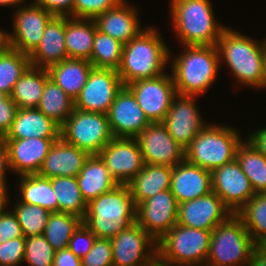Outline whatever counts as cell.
I'll use <instances>...</instances> for the list:
<instances>
[{"instance_id": "cell-1", "label": "cell", "mask_w": 266, "mask_h": 266, "mask_svg": "<svg viewBox=\"0 0 266 266\" xmlns=\"http://www.w3.org/2000/svg\"><path fill=\"white\" fill-rule=\"evenodd\" d=\"M182 51L169 62L177 94L201 96L217 80L221 68L217 45H183Z\"/></svg>"}, {"instance_id": "cell-2", "label": "cell", "mask_w": 266, "mask_h": 266, "mask_svg": "<svg viewBox=\"0 0 266 266\" xmlns=\"http://www.w3.org/2000/svg\"><path fill=\"white\" fill-rule=\"evenodd\" d=\"M158 30L145 27L138 36L123 44L121 65L117 70L123 86L165 73L164 69L170 64V48Z\"/></svg>"}, {"instance_id": "cell-3", "label": "cell", "mask_w": 266, "mask_h": 266, "mask_svg": "<svg viewBox=\"0 0 266 266\" xmlns=\"http://www.w3.org/2000/svg\"><path fill=\"white\" fill-rule=\"evenodd\" d=\"M261 40L253 39L229 27L223 31L218 40L220 65H227L236 82L243 87L262 89L266 38Z\"/></svg>"}, {"instance_id": "cell-4", "label": "cell", "mask_w": 266, "mask_h": 266, "mask_svg": "<svg viewBox=\"0 0 266 266\" xmlns=\"http://www.w3.org/2000/svg\"><path fill=\"white\" fill-rule=\"evenodd\" d=\"M169 9L181 46L217 45L227 28L216 20L210 0H170Z\"/></svg>"}, {"instance_id": "cell-5", "label": "cell", "mask_w": 266, "mask_h": 266, "mask_svg": "<svg viewBox=\"0 0 266 266\" xmlns=\"http://www.w3.org/2000/svg\"><path fill=\"white\" fill-rule=\"evenodd\" d=\"M136 210L129 186L118 184L87 204L83 223L96 238L112 239L136 222Z\"/></svg>"}, {"instance_id": "cell-6", "label": "cell", "mask_w": 266, "mask_h": 266, "mask_svg": "<svg viewBox=\"0 0 266 266\" xmlns=\"http://www.w3.org/2000/svg\"><path fill=\"white\" fill-rule=\"evenodd\" d=\"M211 231L176 224L157 241L158 266H205Z\"/></svg>"}, {"instance_id": "cell-7", "label": "cell", "mask_w": 266, "mask_h": 266, "mask_svg": "<svg viewBox=\"0 0 266 266\" xmlns=\"http://www.w3.org/2000/svg\"><path fill=\"white\" fill-rule=\"evenodd\" d=\"M229 125L208 123L185 149V159L212 171L236 158V149L244 138Z\"/></svg>"}, {"instance_id": "cell-8", "label": "cell", "mask_w": 266, "mask_h": 266, "mask_svg": "<svg viewBox=\"0 0 266 266\" xmlns=\"http://www.w3.org/2000/svg\"><path fill=\"white\" fill-rule=\"evenodd\" d=\"M255 243L237 214H232L211 231L205 266H246Z\"/></svg>"}, {"instance_id": "cell-9", "label": "cell", "mask_w": 266, "mask_h": 266, "mask_svg": "<svg viewBox=\"0 0 266 266\" xmlns=\"http://www.w3.org/2000/svg\"><path fill=\"white\" fill-rule=\"evenodd\" d=\"M60 137L90 155H98L114 138L107 114L76 108L60 126Z\"/></svg>"}, {"instance_id": "cell-10", "label": "cell", "mask_w": 266, "mask_h": 266, "mask_svg": "<svg viewBox=\"0 0 266 266\" xmlns=\"http://www.w3.org/2000/svg\"><path fill=\"white\" fill-rule=\"evenodd\" d=\"M110 240L113 266H158L157 241L137 222Z\"/></svg>"}, {"instance_id": "cell-11", "label": "cell", "mask_w": 266, "mask_h": 266, "mask_svg": "<svg viewBox=\"0 0 266 266\" xmlns=\"http://www.w3.org/2000/svg\"><path fill=\"white\" fill-rule=\"evenodd\" d=\"M26 3L13 11V33L7 32V43L10 48L29 55L39 44L54 15L33 2Z\"/></svg>"}, {"instance_id": "cell-12", "label": "cell", "mask_w": 266, "mask_h": 266, "mask_svg": "<svg viewBox=\"0 0 266 266\" xmlns=\"http://www.w3.org/2000/svg\"><path fill=\"white\" fill-rule=\"evenodd\" d=\"M136 97L147 119L151 122H163L168 114L171 101L177 94L172 74L138 80L126 85Z\"/></svg>"}, {"instance_id": "cell-13", "label": "cell", "mask_w": 266, "mask_h": 266, "mask_svg": "<svg viewBox=\"0 0 266 266\" xmlns=\"http://www.w3.org/2000/svg\"><path fill=\"white\" fill-rule=\"evenodd\" d=\"M122 87L117 70L93 67L86 84L74 100V107L85 112L107 114Z\"/></svg>"}, {"instance_id": "cell-14", "label": "cell", "mask_w": 266, "mask_h": 266, "mask_svg": "<svg viewBox=\"0 0 266 266\" xmlns=\"http://www.w3.org/2000/svg\"><path fill=\"white\" fill-rule=\"evenodd\" d=\"M98 155L118 184L127 185L145 164L136 138L114 137Z\"/></svg>"}, {"instance_id": "cell-15", "label": "cell", "mask_w": 266, "mask_h": 266, "mask_svg": "<svg viewBox=\"0 0 266 266\" xmlns=\"http://www.w3.org/2000/svg\"><path fill=\"white\" fill-rule=\"evenodd\" d=\"M197 96L176 94L168 114L162 122L171 137L186 149L199 132L207 125L196 104Z\"/></svg>"}, {"instance_id": "cell-16", "label": "cell", "mask_w": 266, "mask_h": 266, "mask_svg": "<svg viewBox=\"0 0 266 266\" xmlns=\"http://www.w3.org/2000/svg\"><path fill=\"white\" fill-rule=\"evenodd\" d=\"M211 177L213 192L233 214H236L256 194L236 158L213 169Z\"/></svg>"}, {"instance_id": "cell-17", "label": "cell", "mask_w": 266, "mask_h": 266, "mask_svg": "<svg viewBox=\"0 0 266 266\" xmlns=\"http://www.w3.org/2000/svg\"><path fill=\"white\" fill-rule=\"evenodd\" d=\"M178 202L171 190L157 193L137 206L136 222L156 241L177 224Z\"/></svg>"}, {"instance_id": "cell-18", "label": "cell", "mask_w": 266, "mask_h": 266, "mask_svg": "<svg viewBox=\"0 0 266 266\" xmlns=\"http://www.w3.org/2000/svg\"><path fill=\"white\" fill-rule=\"evenodd\" d=\"M136 139L145 164L174 167L185 159V149L171 137L162 122L149 123Z\"/></svg>"}, {"instance_id": "cell-19", "label": "cell", "mask_w": 266, "mask_h": 266, "mask_svg": "<svg viewBox=\"0 0 266 266\" xmlns=\"http://www.w3.org/2000/svg\"><path fill=\"white\" fill-rule=\"evenodd\" d=\"M232 214L221 198L212 191L194 200L178 204L177 224L212 231Z\"/></svg>"}, {"instance_id": "cell-20", "label": "cell", "mask_w": 266, "mask_h": 266, "mask_svg": "<svg viewBox=\"0 0 266 266\" xmlns=\"http://www.w3.org/2000/svg\"><path fill=\"white\" fill-rule=\"evenodd\" d=\"M107 116L113 137L136 138L151 123L127 86L118 91Z\"/></svg>"}, {"instance_id": "cell-21", "label": "cell", "mask_w": 266, "mask_h": 266, "mask_svg": "<svg viewBox=\"0 0 266 266\" xmlns=\"http://www.w3.org/2000/svg\"><path fill=\"white\" fill-rule=\"evenodd\" d=\"M122 0L115 7L97 15L95 21L97 30L119 40L122 44L138 36L145 28L141 25L138 8Z\"/></svg>"}, {"instance_id": "cell-22", "label": "cell", "mask_w": 266, "mask_h": 266, "mask_svg": "<svg viewBox=\"0 0 266 266\" xmlns=\"http://www.w3.org/2000/svg\"><path fill=\"white\" fill-rule=\"evenodd\" d=\"M57 139H6L11 171L18 176L38 174L50 147Z\"/></svg>"}, {"instance_id": "cell-23", "label": "cell", "mask_w": 266, "mask_h": 266, "mask_svg": "<svg viewBox=\"0 0 266 266\" xmlns=\"http://www.w3.org/2000/svg\"><path fill=\"white\" fill-rule=\"evenodd\" d=\"M170 190L178 204L211 193V171L203 169L186 159L172 167Z\"/></svg>"}, {"instance_id": "cell-24", "label": "cell", "mask_w": 266, "mask_h": 266, "mask_svg": "<svg viewBox=\"0 0 266 266\" xmlns=\"http://www.w3.org/2000/svg\"><path fill=\"white\" fill-rule=\"evenodd\" d=\"M90 154L61 137L54 141L38 175L45 178L77 177Z\"/></svg>"}, {"instance_id": "cell-25", "label": "cell", "mask_w": 266, "mask_h": 266, "mask_svg": "<svg viewBox=\"0 0 266 266\" xmlns=\"http://www.w3.org/2000/svg\"><path fill=\"white\" fill-rule=\"evenodd\" d=\"M31 66L48 69L67 59L65 16H54L46 25L37 47L29 54Z\"/></svg>"}, {"instance_id": "cell-26", "label": "cell", "mask_w": 266, "mask_h": 266, "mask_svg": "<svg viewBox=\"0 0 266 266\" xmlns=\"http://www.w3.org/2000/svg\"><path fill=\"white\" fill-rule=\"evenodd\" d=\"M59 138L60 126L37 108H18L6 139Z\"/></svg>"}, {"instance_id": "cell-27", "label": "cell", "mask_w": 266, "mask_h": 266, "mask_svg": "<svg viewBox=\"0 0 266 266\" xmlns=\"http://www.w3.org/2000/svg\"><path fill=\"white\" fill-rule=\"evenodd\" d=\"M172 167L144 164L143 169L127 184L136 207L159 192L170 189Z\"/></svg>"}, {"instance_id": "cell-28", "label": "cell", "mask_w": 266, "mask_h": 266, "mask_svg": "<svg viewBox=\"0 0 266 266\" xmlns=\"http://www.w3.org/2000/svg\"><path fill=\"white\" fill-rule=\"evenodd\" d=\"M76 178L87 204L118 185L99 155H90Z\"/></svg>"}, {"instance_id": "cell-29", "label": "cell", "mask_w": 266, "mask_h": 266, "mask_svg": "<svg viewBox=\"0 0 266 266\" xmlns=\"http://www.w3.org/2000/svg\"><path fill=\"white\" fill-rule=\"evenodd\" d=\"M92 68L93 65L89 60L67 58L47 70L50 78L75 100L86 84Z\"/></svg>"}, {"instance_id": "cell-30", "label": "cell", "mask_w": 266, "mask_h": 266, "mask_svg": "<svg viewBox=\"0 0 266 266\" xmlns=\"http://www.w3.org/2000/svg\"><path fill=\"white\" fill-rule=\"evenodd\" d=\"M96 29L93 19L65 16L67 58L90 60Z\"/></svg>"}, {"instance_id": "cell-31", "label": "cell", "mask_w": 266, "mask_h": 266, "mask_svg": "<svg viewBox=\"0 0 266 266\" xmlns=\"http://www.w3.org/2000/svg\"><path fill=\"white\" fill-rule=\"evenodd\" d=\"M49 78L47 69L30 66L15 83L10 98L18 108H37Z\"/></svg>"}, {"instance_id": "cell-32", "label": "cell", "mask_w": 266, "mask_h": 266, "mask_svg": "<svg viewBox=\"0 0 266 266\" xmlns=\"http://www.w3.org/2000/svg\"><path fill=\"white\" fill-rule=\"evenodd\" d=\"M18 201L38 205L49 212H58V201L50 178L38 174L20 175Z\"/></svg>"}, {"instance_id": "cell-33", "label": "cell", "mask_w": 266, "mask_h": 266, "mask_svg": "<svg viewBox=\"0 0 266 266\" xmlns=\"http://www.w3.org/2000/svg\"><path fill=\"white\" fill-rule=\"evenodd\" d=\"M236 159L255 193H266V157L244 137L236 149Z\"/></svg>"}, {"instance_id": "cell-34", "label": "cell", "mask_w": 266, "mask_h": 266, "mask_svg": "<svg viewBox=\"0 0 266 266\" xmlns=\"http://www.w3.org/2000/svg\"><path fill=\"white\" fill-rule=\"evenodd\" d=\"M74 108V99L49 78L45 83L37 109L61 126Z\"/></svg>"}, {"instance_id": "cell-35", "label": "cell", "mask_w": 266, "mask_h": 266, "mask_svg": "<svg viewBox=\"0 0 266 266\" xmlns=\"http://www.w3.org/2000/svg\"><path fill=\"white\" fill-rule=\"evenodd\" d=\"M50 181L58 201V212L73 214L84 219L87 203L81 194L77 178L53 177Z\"/></svg>"}, {"instance_id": "cell-36", "label": "cell", "mask_w": 266, "mask_h": 266, "mask_svg": "<svg viewBox=\"0 0 266 266\" xmlns=\"http://www.w3.org/2000/svg\"><path fill=\"white\" fill-rule=\"evenodd\" d=\"M83 223V219L69 213L51 212L43 236L55 251L68 248L73 233Z\"/></svg>"}, {"instance_id": "cell-37", "label": "cell", "mask_w": 266, "mask_h": 266, "mask_svg": "<svg viewBox=\"0 0 266 266\" xmlns=\"http://www.w3.org/2000/svg\"><path fill=\"white\" fill-rule=\"evenodd\" d=\"M236 214L255 244L266 243V193H256Z\"/></svg>"}, {"instance_id": "cell-38", "label": "cell", "mask_w": 266, "mask_h": 266, "mask_svg": "<svg viewBox=\"0 0 266 266\" xmlns=\"http://www.w3.org/2000/svg\"><path fill=\"white\" fill-rule=\"evenodd\" d=\"M30 66L28 54L7 46L0 54V89L10 96L15 83Z\"/></svg>"}, {"instance_id": "cell-39", "label": "cell", "mask_w": 266, "mask_h": 266, "mask_svg": "<svg viewBox=\"0 0 266 266\" xmlns=\"http://www.w3.org/2000/svg\"><path fill=\"white\" fill-rule=\"evenodd\" d=\"M123 44L96 29L89 60L94 68L118 70L122 60Z\"/></svg>"}, {"instance_id": "cell-40", "label": "cell", "mask_w": 266, "mask_h": 266, "mask_svg": "<svg viewBox=\"0 0 266 266\" xmlns=\"http://www.w3.org/2000/svg\"><path fill=\"white\" fill-rule=\"evenodd\" d=\"M11 210L22 228L24 237L43 235L51 212L33 204H26L16 200Z\"/></svg>"}, {"instance_id": "cell-41", "label": "cell", "mask_w": 266, "mask_h": 266, "mask_svg": "<svg viewBox=\"0 0 266 266\" xmlns=\"http://www.w3.org/2000/svg\"><path fill=\"white\" fill-rule=\"evenodd\" d=\"M55 250L43 235L26 237L24 262L28 266H52Z\"/></svg>"}, {"instance_id": "cell-42", "label": "cell", "mask_w": 266, "mask_h": 266, "mask_svg": "<svg viewBox=\"0 0 266 266\" xmlns=\"http://www.w3.org/2000/svg\"><path fill=\"white\" fill-rule=\"evenodd\" d=\"M82 266H113L110 239L96 238L87 255L81 258Z\"/></svg>"}, {"instance_id": "cell-43", "label": "cell", "mask_w": 266, "mask_h": 266, "mask_svg": "<svg viewBox=\"0 0 266 266\" xmlns=\"http://www.w3.org/2000/svg\"><path fill=\"white\" fill-rule=\"evenodd\" d=\"M122 0H74L73 17L94 19L97 15L115 7Z\"/></svg>"}, {"instance_id": "cell-44", "label": "cell", "mask_w": 266, "mask_h": 266, "mask_svg": "<svg viewBox=\"0 0 266 266\" xmlns=\"http://www.w3.org/2000/svg\"><path fill=\"white\" fill-rule=\"evenodd\" d=\"M26 237L0 243V266H19L24 262Z\"/></svg>"}, {"instance_id": "cell-45", "label": "cell", "mask_w": 266, "mask_h": 266, "mask_svg": "<svg viewBox=\"0 0 266 266\" xmlns=\"http://www.w3.org/2000/svg\"><path fill=\"white\" fill-rule=\"evenodd\" d=\"M96 240V236L82 223L69 240L68 248L79 258L89 253Z\"/></svg>"}, {"instance_id": "cell-46", "label": "cell", "mask_w": 266, "mask_h": 266, "mask_svg": "<svg viewBox=\"0 0 266 266\" xmlns=\"http://www.w3.org/2000/svg\"><path fill=\"white\" fill-rule=\"evenodd\" d=\"M11 208L12 206L6 207L0 212V243H6L17 237H24L22 228Z\"/></svg>"}, {"instance_id": "cell-47", "label": "cell", "mask_w": 266, "mask_h": 266, "mask_svg": "<svg viewBox=\"0 0 266 266\" xmlns=\"http://www.w3.org/2000/svg\"><path fill=\"white\" fill-rule=\"evenodd\" d=\"M33 3L43 7L54 16L73 17L74 0H33Z\"/></svg>"}, {"instance_id": "cell-48", "label": "cell", "mask_w": 266, "mask_h": 266, "mask_svg": "<svg viewBox=\"0 0 266 266\" xmlns=\"http://www.w3.org/2000/svg\"><path fill=\"white\" fill-rule=\"evenodd\" d=\"M18 107L10 96L0 102V134L6 135L15 119Z\"/></svg>"}, {"instance_id": "cell-49", "label": "cell", "mask_w": 266, "mask_h": 266, "mask_svg": "<svg viewBox=\"0 0 266 266\" xmlns=\"http://www.w3.org/2000/svg\"><path fill=\"white\" fill-rule=\"evenodd\" d=\"M52 266H82L81 258L77 257L69 248L55 251Z\"/></svg>"}, {"instance_id": "cell-50", "label": "cell", "mask_w": 266, "mask_h": 266, "mask_svg": "<svg viewBox=\"0 0 266 266\" xmlns=\"http://www.w3.org/2000/svg\"><path fill=\"white\" fill-rule=\"evenodd\" d=\"M11 170L8 155V145L5 135L0 134V182L7 184L6 172Z\"/></svg>"}, {"instance_id": "cell-51", "label": "cell", "mask_w": 266, "mask_h": 266, "mask_svg": "<svg viewBox=\"0 0 266 266\" xmlns=\"http://www.w3.org/2000/svg\"><path fill=\"white\" fill-rule=\"evenodd\" d=\"M246 140L250 142L263 156L266 157V126L260 127L257 131H252L245 136Z\"/></svg>"}, {"instance_id": "cell-52", "label": "cell", "mask_w": 266, "mask_h": 266, "mask_svg": "<svg viewBox=\"0 0 266 266\" xmlns=\"http://www.w3.org/2000/svg\"><path fill=\"white\" fill-rule=\"evenodd\" d=\"M246 266H266V243L255 244Z\"/></svg>"}, {"instance_id": "cell-53", "label": "cell", "mask_w": 266, "mask_h": 266, "mask_svg": "<svg viewBox=\"0 0 266 266\" xmlns=\"http://www.w3.org/2000/svg\"><path fill=\"white\" fill-rule=\"evenodd\" d=\"M9 184L0 182V212H2L9 204L11 206L10 196L8 195L7 187ZM10 202V203H9Z\"/></svg>"}, {"instance_id": "cell-54", "label": "cell", "mask_w": 266, "mask_h": 266, "mask_svg": "<svg viewBox=\"0 0 266 266\" xmlns=\"http://www.w3.org/2000/svg\"><path fill=\"white\" fill-rule=\"evenodd\" d=\"M27 2V0H0V6L2 7H14L15 9L22 5L23 3Z\"/></svg>"}, {"instance_id": "cell-55", "label": "cell", "mask_w": 266, "mask_h": 266, "mask_svg": "<svg viewBox=\"0 0 266 266\" xmlns=\"http://www.w3.org/2000/svg\"><path fill=\"white\" fill-rule=\"evenodd\" d=\"M8 46L7 43V31L0 28V54Z\"/></svg>"}, {"instance_id": "cell-56", "label": "cell", "mask_w": 266, "mask_h": 266, "mask_svg": "<svg viewBox=\"0 0 266 266\" xmlns=\"http://www.w3.org/2000/svg\"><path fill=\"white\" fill-rule=\"evenodd\" d=\"M262 89H266V47L263 57V67H262Z\"/></svg>"}, {"instance_id": "cell-57", "label": "cell", "mask_w": 266, "mask_h": 266, "mask_svg": "<svg viewBox=\"0 0 266 266\" xmlns=\"http://www.w3.org/2000/svg\"><path fill=\"white\" fill-rule=\"evenodd\" d=\"M9 95L0 89V102L6 100Z\"/></svg>"}]
</instances>
